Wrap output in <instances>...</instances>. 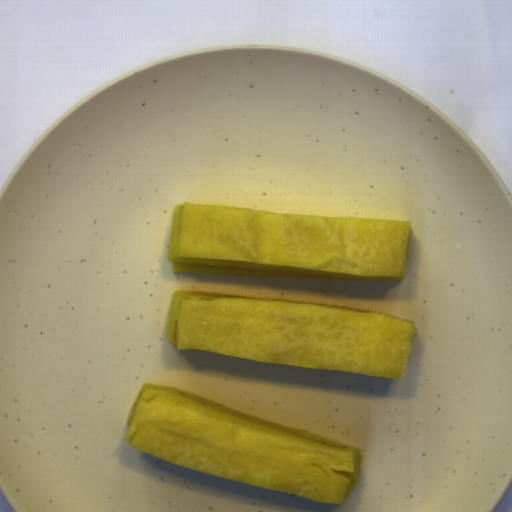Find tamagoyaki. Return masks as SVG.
Here are the masks:
<instances>
[{"label": "tamagoyaki", "instance_id": "obj_1", "mask_svg": "<svg viewBox=\"0 0 512 512\" xmlns=\"http://www.w3.org/2000/svg\"><path fill=\"white\" fill-rule=\"evenodd\" d=\"M224 479L342 504L360 477V447L269 421L177 386L142 383L120 441Z\"/></svg>", "mask_w": 512, "mask_h": 512}, {"label": "tamagoyaki", "instance_id": "obj_2", "mask_svg": "<svg viewBox=\"0 0 512 512\" xmlns=\"http://www.w3.org/2000/svg\"><path fill=\"white\" fill-rule=\"evenodd\" d=\"M411 221L175 204L172 273L402 281Z\"/></svg>", "mask_w": 512, "mask_h": 512}, {"label": "tamagoyaki", "instance_id": "obj_3", "mask_svg": "<svg viewBox=\"0 0 512 512\" xmlns=\"http://www.w3.org/2000/svg\"><path fill=\"white\" fill-rule=\"evenodd\" d=\"M415 332L368 309L177 289L165 323L178 351L394 380H404Z\"/></svg>", "mask_w": 512, "mask_h": 512}]
</instances>
